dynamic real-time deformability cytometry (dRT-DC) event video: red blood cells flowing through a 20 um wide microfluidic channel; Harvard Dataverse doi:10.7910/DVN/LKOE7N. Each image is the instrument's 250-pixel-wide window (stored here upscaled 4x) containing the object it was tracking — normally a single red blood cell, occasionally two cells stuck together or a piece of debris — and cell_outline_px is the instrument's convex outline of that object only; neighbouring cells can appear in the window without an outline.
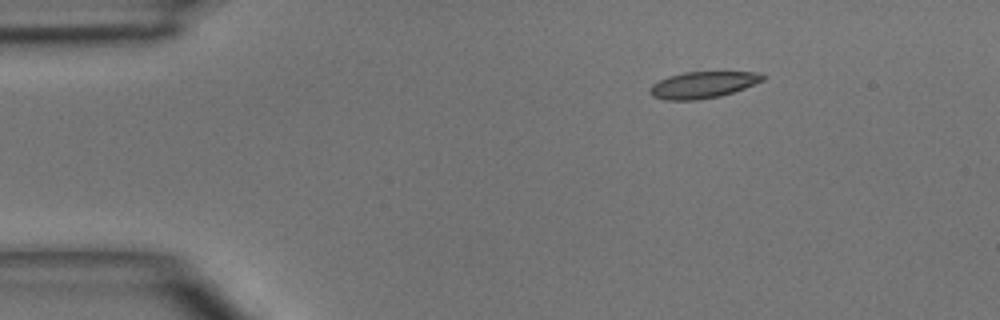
{"species": "common noctule bat (a hibernating species)", "species_latin": "Nyctalus noctula", "temperature_condition": "room temperature", "stored_images_in_passage": 5, "segment_of_instrument_passage": [2, 2], "camera_frame_rate_fps": 3000, "um_per_image_px": 0.085, "animal": {"sex": "male", "body_mass_g": 15.6}, "frame": {"image": 1, "passage_image": 5, "time_ms": 5.333, "image_size_px": [1000, 320], "cell_outline_px": [[764, 80], [744, 88], [720, 96], [696, 100], [664, 100], [652, 96], [648, 92], [648, 88], [652, 84], [668, 76], [684, 72], [760, 72], [764, 76]], "centroid_in_image_um": [59.7, 7.21], "position_along_channel_um": 25.3, "area_um2": 17.46}}